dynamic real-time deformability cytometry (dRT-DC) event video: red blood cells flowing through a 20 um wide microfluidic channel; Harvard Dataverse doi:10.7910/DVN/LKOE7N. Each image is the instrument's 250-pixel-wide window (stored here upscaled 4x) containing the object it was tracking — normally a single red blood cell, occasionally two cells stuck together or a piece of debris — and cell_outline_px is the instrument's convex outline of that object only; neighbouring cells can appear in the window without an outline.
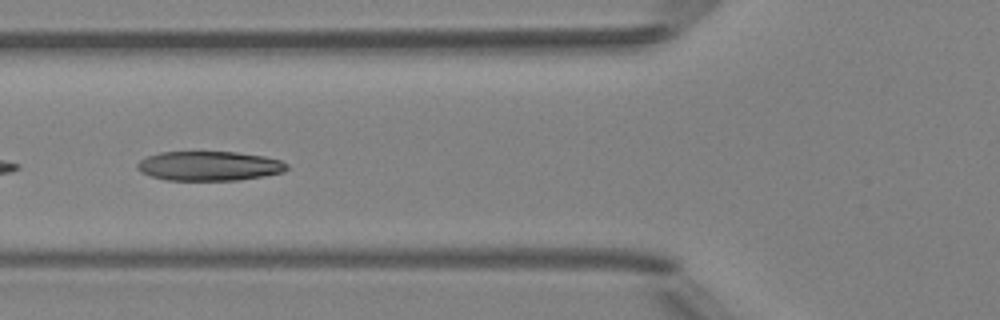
{"species": "Egyptian fruit bat (a non-hibernating species)", "species_latin": "Rousettus aegyptiacus", "temperature_condition": "room temperature", "stored_images_in_passage": 4, "camera_frame_rate_fps": 3000, "um_per_image_px": 0.085, "animal": {"sex": "female"}, "frame": {"image": 1, "passage_image": 4, "time_ms": 4.333, "image_size_px": [1000, 320], "cell_outline_px": [[288, 168], [284, 172], [264, 176], [240, 180], [168, 180], [152, 176], [140, 172], [136, 168], [136, 164], [140, 160], [148, 156], [160, 152], [236, 152], [264, 156], [280, 160], [288, 164]], "centroid_in_image_um": [17.79, 14.11], "position_along_channel_um": 108.0, "area_um2": 25.72}}